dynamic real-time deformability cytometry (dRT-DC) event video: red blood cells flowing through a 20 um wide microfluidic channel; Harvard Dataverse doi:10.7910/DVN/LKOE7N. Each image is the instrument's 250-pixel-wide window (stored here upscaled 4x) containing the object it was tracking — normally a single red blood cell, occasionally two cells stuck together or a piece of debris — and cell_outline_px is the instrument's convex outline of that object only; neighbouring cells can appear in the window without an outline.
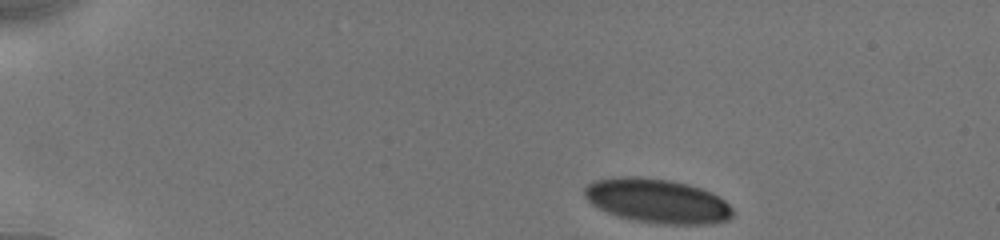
{"species": "human", "species_latin": "Homo sapiens", "temperature_condition": "cold", "stored_images_in_passage": 21, "camera_frame_rate_fps": 3000, "um_per_image_px": 0.085, "donor": {"sex": "male"}, "frame": {"image": 1, "passage_image": 1, "time_ms": 0.0, "image_size_px": [1000, 240], "cell_outline_px": [[732, 216], [728, 220], [712, 224], [664, 224], [632, 220], [608, 212], [592, 204], [584, 196], [584, 188], [588, 184], [596, 180], [620, 176], [636, 176], [672, 180], [688, 184], [712, 192], [724, 200], [732, 208]], "centroid_in_image_um": [55.88, 17.07], "position_along_channel_um": 29.1, "area_um2": 38.21}}
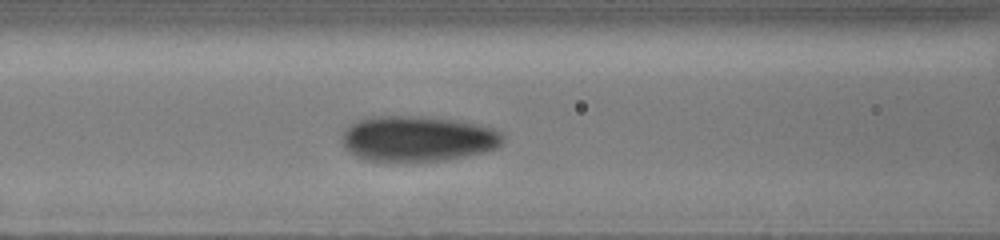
{"frame": {"image": 2, "passage_image": 13, "time_ms": 5.0, "image_size_px": [1000, 240], "cell_outline_px": [[504, 140], [496, 148], [484, 152], [444, 160], [368, 160], [356, 156], [348, 152], [344, 148], [344, 128], [356, 120], [372, 116], [420, 116], [452, 120], [480, 124], [492, 128], [500, 132], [504, 136]], "centroid_in_image_um": [35.5, 11.77], "position_along_channel_um": 131.1, "area_um2": 42.31}}
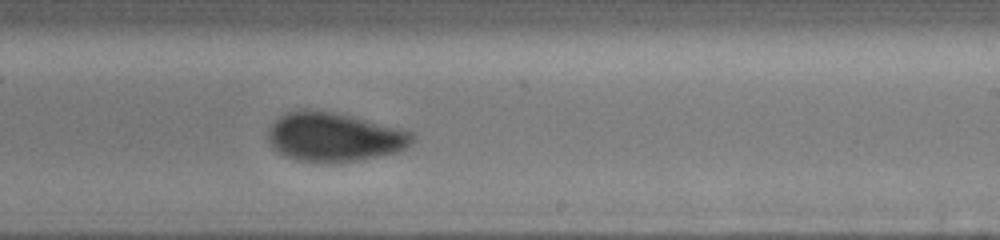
{"frame": {"image": 3, "passage_image": 21, "time_ms": 8.333, "image_size_px": [1000, 240], "cell_outline_px": [[416, 140], [404, 148], [396, 152], [356, 160], [328, 164], [296, 160], [284, 156], [272, 148], [268, 140], [268, 128], [280, 116], [288, 112], [300, 108], [304, 108], [332, 112], [352, 116], [404, 128], [412, 132], [416, 136]], "centroid_in_image_um": [28.4, 11.64], "position_along_channel_um": 260.6, "area_um2": 41.73}}